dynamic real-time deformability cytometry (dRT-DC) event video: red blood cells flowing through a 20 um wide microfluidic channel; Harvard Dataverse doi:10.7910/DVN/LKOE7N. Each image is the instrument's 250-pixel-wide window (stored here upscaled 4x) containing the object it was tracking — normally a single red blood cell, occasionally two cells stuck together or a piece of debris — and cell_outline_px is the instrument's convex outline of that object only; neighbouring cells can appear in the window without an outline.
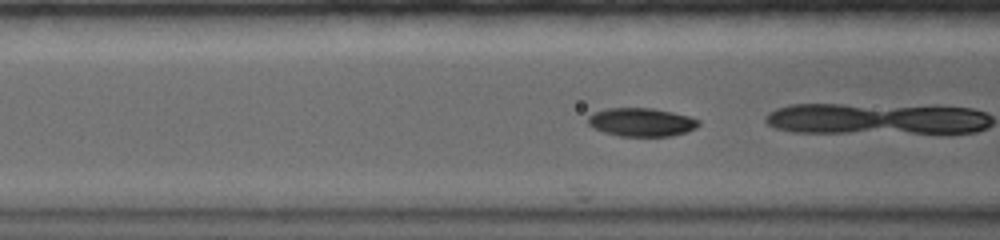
{"species": "common noctule bat (a hibernating species)", "species_latin": "Nyctalus noctula", "temperature_condition": "warm", "stored_images_in_passage": 8, "camera_frame_rate_fps": 5000, "um_per_image_px": 0.085, "animal": {"sex": "female", "body_mass_g": 19.0, "forearm_length_mm": 56.7}, "frame": {"image": 1, "passage_image": 5, "time_ms": 1.2, "image_size_px": [1000, 240], "cell_outline_px": [[700, 124], [696, 128], [672, 136], [620, 136], [604, 132], [592, 128], [588, 124], [588, 116], [592, 112], [608, 108], [652, 108], [672, 112], [688, 116], [700, 120]], "centroid_in_image_um": [54.49, 10.38], "position_along_channel_um": 112.1, "area_um2": 18.38}}